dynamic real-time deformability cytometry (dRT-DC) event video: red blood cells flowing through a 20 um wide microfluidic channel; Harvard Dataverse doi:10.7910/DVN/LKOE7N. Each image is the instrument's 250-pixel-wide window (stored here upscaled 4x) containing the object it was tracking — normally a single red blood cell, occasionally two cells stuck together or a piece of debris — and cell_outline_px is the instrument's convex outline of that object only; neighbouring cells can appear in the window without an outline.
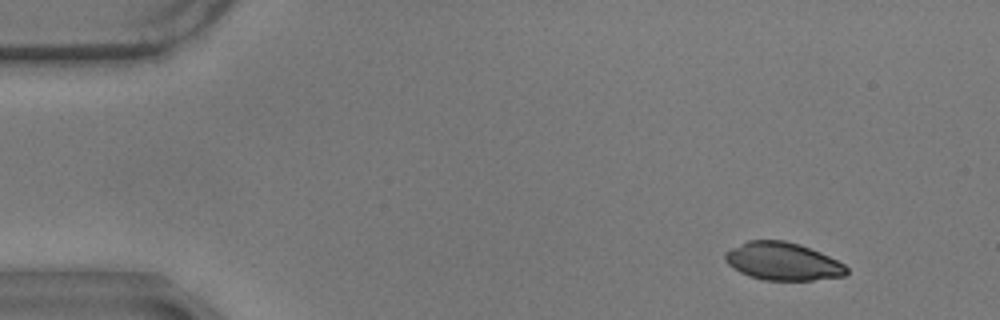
{"species": "common noctule bat (a hibernating species)", "species_latin": "Nyctalus noctula", "temperature_condition": "warm", "stored_images_in_passage": 53, "camera_frame_rate_fps": 3000, "um_per_image_px": 0.085, "animal": {"sex": "male", "body_mass_g": 17.9}, "frame": {"image": 1, "passage_image": 1, "time_ms": 0.0, "image_size_px": [1000, 320], "cell_outline_px": [[848, 272], [844, 276], [812, 280], [764, 280], [748, 276], [732, 268], [724, 260], [724, 252], [748, 240], [784, 240], [800, 244], [820, 252], [844, 264], [848, 268]], "centroid_in_image_um": [66.51, 22.22], "position_along_channel_um": 18.5, "area_um2": 26.82}}
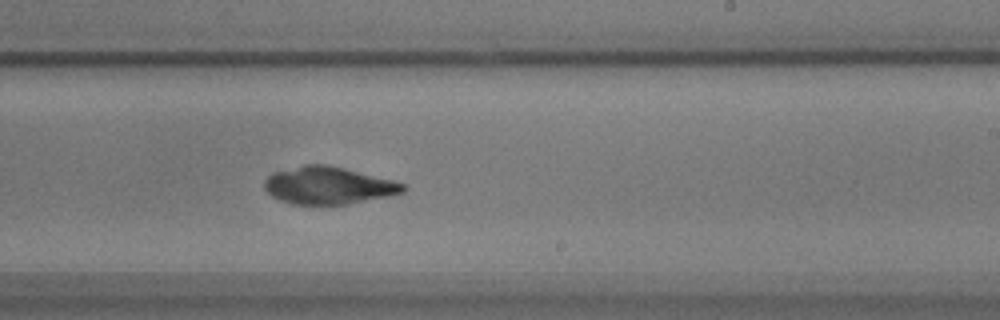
{"frame": {"image": 2, "passage_image": 30, "time_ms": 9.667, "image_size_px": [1000, 320], "cell_outline_px": [[408, 188], [404, 192], [388, 196], [348, 204], [292, 204], [280, 200], [272, 196], [264, 188], [264, 180], [272, 172], [304, 164], [324, 164], [344, 168], [392, 180], [404, 184]], "centroid_in_image_um": [27.89, 15.76], "position_along_channel_um": 261.1, "area_um2": 30.11}}
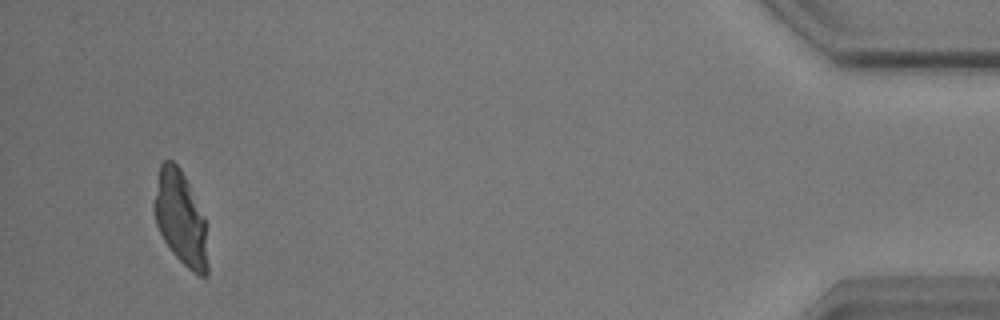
{"frame": {"image": 3, "passage_image": 50, "time_ms": 16.333, "image_size_px": [1000, 320], "cell_outline_px": [[208, 276], [200, 276], [192, 272], [172, 252], [164, 240], [156, 224], [152, 208], [152, 204], [160, 164], [164, 160], [172, 160], [180, 168], [188, 184], [204, 220], [208, 264]], "centroid_in_image_um": [15.31, 18.57], "position_along_channel_um": 419.9, "area_um2": 28.96}}